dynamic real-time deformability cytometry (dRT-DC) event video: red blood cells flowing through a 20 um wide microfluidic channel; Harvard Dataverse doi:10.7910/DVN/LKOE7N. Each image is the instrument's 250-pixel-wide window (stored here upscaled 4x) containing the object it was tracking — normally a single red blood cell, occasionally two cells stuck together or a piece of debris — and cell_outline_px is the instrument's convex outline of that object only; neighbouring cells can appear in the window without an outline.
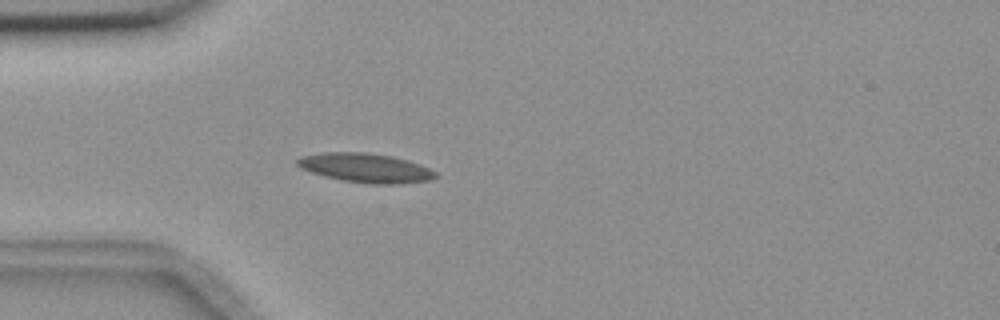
{"species": "common noctule bat (a hibernating species)", "species_latin": "Nyctalus noctula", "temperature_condition": "room temperature", "stored_images_in_passage": 3, "camera_frame_rate_fps": 3000, "um_per_image_px": 0.085, "animal": {"sex": "female", "body_mass_g": 18.4}, "frame": {"image": 1, "passage_image": 3, "time_ms": 2.333, "image_size_px": [1000, 320], "cell_outline_px": [[436, 176], [432, 180], [400, 184], [368, 184], [340, 180], [324, 176], [300, 168], [296, 164], [296, 160], [304, 156], [324, 152], [368, 152], [392, 156], [408, 160], [420, 164], [436, 172]], "centroid_in_image_um": [31.09, 14.28], "position_along_channel_um": 53.9, "area_um2": 23.64}}